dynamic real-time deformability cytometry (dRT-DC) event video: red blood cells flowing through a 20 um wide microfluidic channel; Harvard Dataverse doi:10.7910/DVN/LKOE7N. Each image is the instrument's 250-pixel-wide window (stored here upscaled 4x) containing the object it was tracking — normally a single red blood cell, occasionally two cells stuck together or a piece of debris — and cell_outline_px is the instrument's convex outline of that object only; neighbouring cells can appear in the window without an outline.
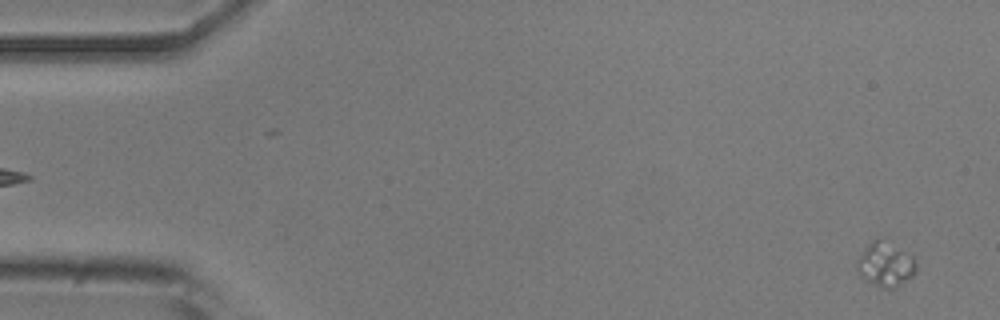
{"species": "common noctule bat (a hibernating species)", "species_latin": "Nyctalus noctula", "temperature_condition": "room temperature", "stored_images_in_passage": 6, "segment_of_instrument_passage": [2, 2], "camera_frame_rate_fps": 3000, "um_per_image_px": 0.085, "animal": {"sex": "male", "body_mass_g": 20.5, "forearm_length_mm": 52.5}, "frame": {"image": 1, "passage_image": 6, "time_ms": 1.667, "image_size_px": [1000, 320], "cell_outline_px": [[916, 272], [912, 276], [896, 288], [880, 288], [864, 280], [856, 272], [856, 260], [868, 244], [872, 240], [880, 236], [912, 256], [916, 260]], "centroid_in_image_um": [75.23, 22.47], "position_along_channel_um": 9.8, "area_um2": 15.66}}